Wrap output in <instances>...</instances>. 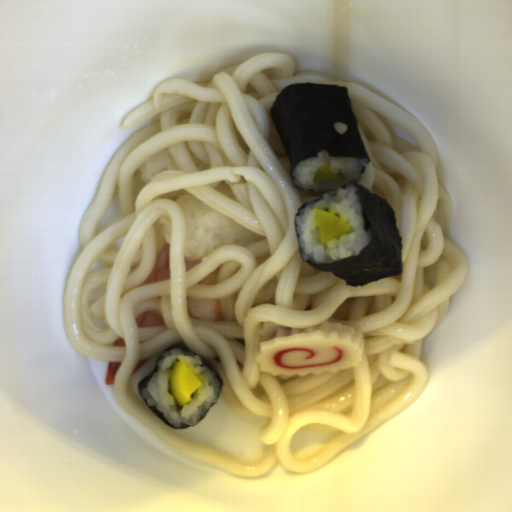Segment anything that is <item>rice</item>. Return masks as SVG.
I'll list each match as a JSON object with an SVG mask.
<instances>
[{
    "label": "rice",
    "mask_w": 512,
    "mask_h": 512,
    "mask_svg": "<svg viewBox=\"0 0 512 512\" xmlns=\"http://www.w3.org/2000/svg\"><path fill=\"white\" fill-rule=\"evenodd\" d=\"M368 158L328 156L320 151L316 157L300 160L292 171L293 184L304 191L323 192L322 199L305 204L294 218V229L304 261L311 264H327L360 255L373 239V231L365 230L362 204L356 193V181L366 167ZM328 167L343 182H315L319 167ZM325 209L347 225L351 231L328 243H319L316 210Z\"/></svg>",
    "instance_id": "652b925c"
},
{
    "label": "rice",
    "mask_w": 512,
    "mask_h": 512,
    "mask_svg": "<svg viewBox=\"0 0 512 512\" xmlns=\"http://www.w3.org/2000/svg\"><path fill=\"white\" fill-rule=\"evenodd\" d=\"M177 361H183L201 382V387L193 393L192 400L179 407L168 390L169 375ZM159 369L146 382L141 391L144 401L161 412L164 419L176 428L195 427L205 413L217 404L221 385L211 370L195 352L179 347L165 351L158 361Z\"/></svg>",
    "instance_id": "023b6e5f"
},
{
    "label": "rice",
    "mask_w": 512,
    "mask_h": 512,
    "mask_svg": "<svg viewBox=\"0 0 512 512\" xmlns=\"http://www.w3.org/2000/svg\"><path fill=\"white\" fill-rule=\"evenodd\" d=\"M176 202L184 216L183 260L197 262L220 246L252 243L261 236L187 191Z\"/></svg>",
    "instance_id": "8eca5e8b"
},
{
    "label": "rice",
    "mask_w": 512,
    "mask_h": 512,
    "mask_svg": "<svg viewBox=\"0 0 512 512\" xmlns=\"http://www.w3.org/2000/svg\"><path fill=\"white\" fill-rule=\"evenodd\" d=\"M334 129L340 133V134H345L346 131H347V128L348 126L345 125L344 123H340V122H336L334 125H333Z\"/></svg>",
    "instance_id": "acb35da6"
}]
</instances>
